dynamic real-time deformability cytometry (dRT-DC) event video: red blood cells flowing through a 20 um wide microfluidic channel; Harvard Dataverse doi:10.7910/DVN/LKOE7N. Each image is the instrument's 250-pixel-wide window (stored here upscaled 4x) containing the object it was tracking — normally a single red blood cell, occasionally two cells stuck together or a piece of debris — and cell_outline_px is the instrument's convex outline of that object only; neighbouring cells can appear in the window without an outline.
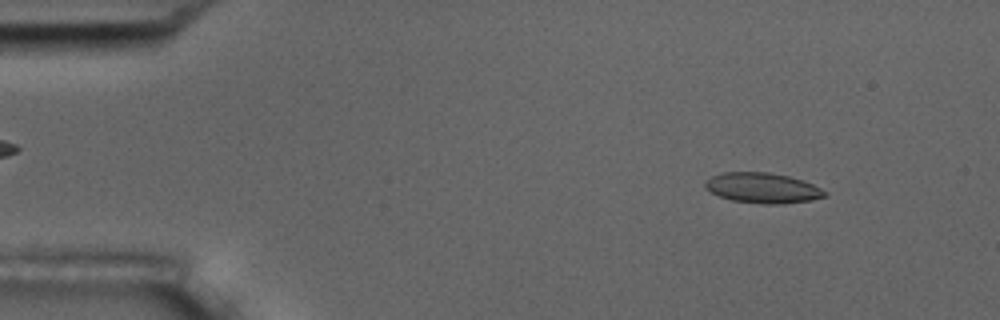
{"species": "common noctule bat (a hibernating species)", "species_latin": "Nyctalus noctula", "temperature_condition": "room temperature", "stored_images_in_passage": 5, "camera_frame_rate_fps": 3000, "um_per_image_px": 0.085, "animal": {"sex": "male", "body_mass_g": 17.5, "forearm_length_mm": 52.3}, "frame": {"image": 1, "passage_image": 2, "time_ms": 0.333, "image_size_px": [1000, 320], "cell_outline_px": [[828, 192], [824, 196], [812, 200], [784, 204], [764, 204], [732, 200], [720, 196], [704, 188], [704, 184], [712, 176], [720, 172], [768, 172], [788, 176], [804, 180]], "centroid_in_image_um": [64.83, 15.97], "position_along_channel_um": 20.2, "area_um2": 21.1}}
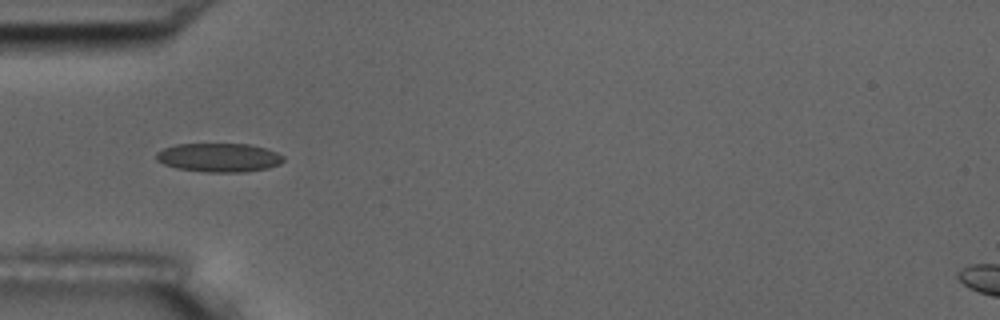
{"frame": {"image": 2, "passage_image": 5, "time_ms": 1.333, "image_size_px": [1000, 320], "cell_outline_px": [[284, 160], [280, 164], [268, 168], [244, 172], [208, 172], [176, 168], [164, 164], [156, 160], [156, 152], [164, 148], [176, 144], [248, 144], [268, 148], [284, 156]], "centroid_in_image_um": [18.63, 13.39], "position_along_channel_um": 66.4, "area_um2": 21.44}}